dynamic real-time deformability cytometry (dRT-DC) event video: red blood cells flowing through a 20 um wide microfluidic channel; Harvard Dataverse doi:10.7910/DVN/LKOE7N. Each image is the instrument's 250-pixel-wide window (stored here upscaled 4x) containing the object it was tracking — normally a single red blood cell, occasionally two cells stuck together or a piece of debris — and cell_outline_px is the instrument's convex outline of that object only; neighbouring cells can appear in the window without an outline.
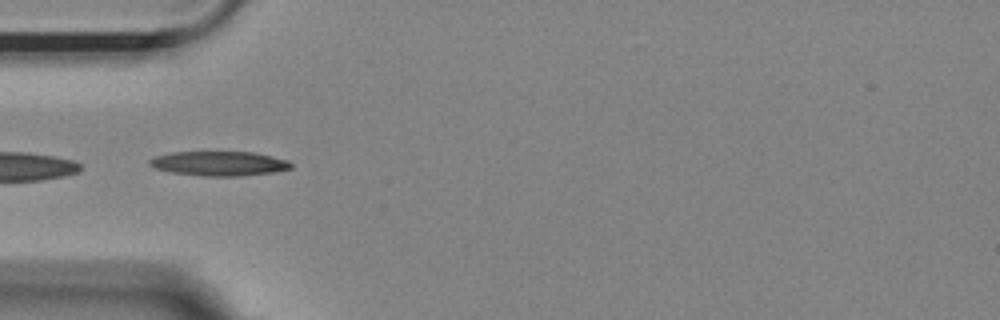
{"species": "Egyptian fruit bat (a non-hibernating species)", "species_latin": "Rousettus aegyptiacus", "temperature_condition": "room temperature", "stored_images_in_passage": 23, "camera_frame_rate_fps": 3000, "um_per_image_px": 0.085, "animal": {"sex": "female"}, "frame": {"image": 1, "passage_image": 17, "time_ms": 5.333, "image_size_px": [1000, 320], "cell_outline_px": [[292, 168], [272, 172], [240, 176], [200, 176], [172, 172], [156, 168], [148, 164], [148, 160], [156, 156], [172, 152], [252, 152], [272, 156], [288, 160], [292, 164]], "centroid_in_image_um": [18.63, 13.9], "position_along_channel_um": 66.4, "area_um2": 20.11}}